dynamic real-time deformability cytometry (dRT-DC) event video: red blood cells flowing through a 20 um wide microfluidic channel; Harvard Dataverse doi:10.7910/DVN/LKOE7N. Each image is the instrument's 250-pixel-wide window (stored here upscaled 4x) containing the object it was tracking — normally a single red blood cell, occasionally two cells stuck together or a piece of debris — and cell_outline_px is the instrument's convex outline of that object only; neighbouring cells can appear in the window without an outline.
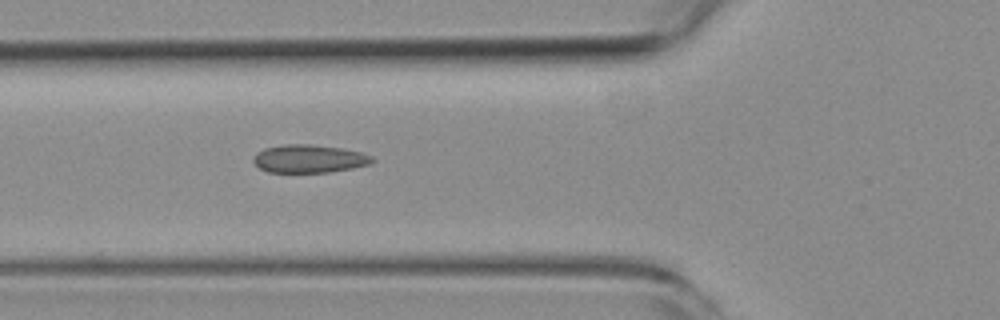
{"species": "common noctule bat (a hibernating species)", "species_latin": "Nyctalus noctula", "temperature_condition": "room temperature", "stored_images_in_passage": 5, "camera_frame_rate_fps": 3000, "um_per_image_px": 0.085, "animal": {"sex": "female", "body_mass_g": 19.3, "forearm_length_mm": 54.1}, "frame": {"image": 1, "passage_image": 5, "time_ms": 4.667, "image_size_px": [1000, 320], "cell_outline_px": [[376, 160], [368, 164], [352, 168], [328, 172], [268, 172], [260, 168], [252, 160], [256, 152], [264, 148], [284, 144], [308, 144], [340, 148], [360, 152], [372, 156]], "centroid_in_image_um": [26.25, 13.49], "position_along_channel_um": 99.6, "area_um2": 19.31}}